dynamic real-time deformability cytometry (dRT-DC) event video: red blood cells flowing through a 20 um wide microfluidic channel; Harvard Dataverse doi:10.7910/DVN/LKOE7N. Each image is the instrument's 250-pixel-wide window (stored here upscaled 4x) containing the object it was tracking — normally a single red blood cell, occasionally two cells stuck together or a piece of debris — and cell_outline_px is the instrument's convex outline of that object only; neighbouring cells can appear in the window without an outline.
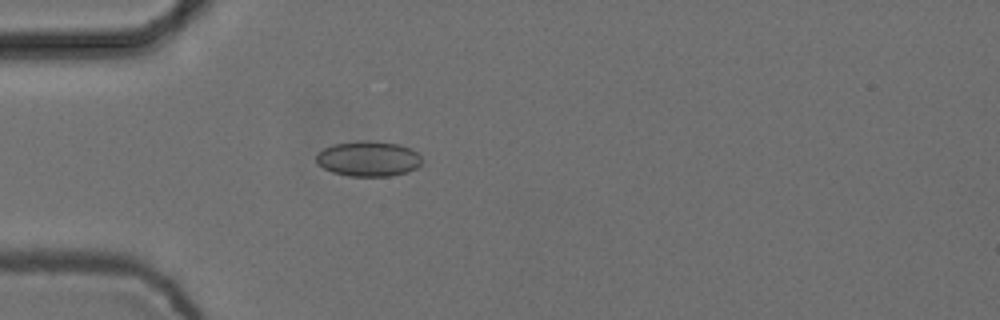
{"species": "common noctule bat (a hibernating species)", "species_latin": "Nyctalus noctula", "temperature_condition": "cold", "stored_images_in_passage": 4, "camera_frame_rate_fps": 3000, "um_per_image_px": 0.085, "animal": {"sex": "female", "body_mass_g": 24.6, "forearm_length_mm": 56.2}, "frame": {"image": 1, "passage_image": 4, "time_ms": 1.0, "image_size_px": [1000, 320], "cell_outline_px": [[424, 160], [416, 168], [408, 172], [392, 176], [348, 176], [332, 172], [316, 164], [316, 156], [324, 148], [332, 144], [364, 140], [368, 140], [400, 144], [412, 148]], "centroid_in_image_um": [31.33, 13.49], "position_along_channel_um": 53.7, "area_um2": 21.96}}